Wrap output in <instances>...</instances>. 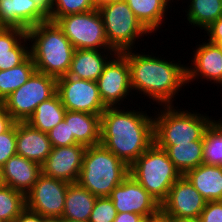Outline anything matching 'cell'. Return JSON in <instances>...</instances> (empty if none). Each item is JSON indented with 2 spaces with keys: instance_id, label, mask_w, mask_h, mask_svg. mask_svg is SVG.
Masks as SVG:
<instances>
[{
  "instance_id": "obj_8",
  "label": "cell",
  "mask_w": 222,
  "mask_h": 222,
  "mask_svg": "<svg viewBox=\"0 0 222 222\" xmlns=\"http://www.w3.org/2000/svg\"><path fill=\"white\" fill-rule=\"evenodd\" d=\"M57 93V78L35 71L26 83L12 92L1 105L16 122H26L37 106Z\"/></svg>"
},
{
  "instance_id": "obj_4",
  "label": "cell",
  "mask_w": 222,
  "mask_h": 222,
  "mask_svg": "<svg viewBox=\"0 0 222 222\" xmlns=\"http://www.w3.org/2000/svg\"><path fill=\"white\" fill-rule=\"evenodd\" d=\"M152 110L154 143L157 146H177L192 141H203L205 130L215 120L194 110L178 109L173 105ZM160 111V112H159ZM214 118V119H211Z\"/></svg>"
},
{
  "instance_id": "obj_42",
  "label": "cell",
  "mask_w": 222,
  "mask_h": 222,
  "mask_svg": "<svg viewBox=\"0 0 222 222\" xmlns=\"http://www.w3.org/2000/svg\"><path fill=\"white\" fill-rule=\"evenodd\" d=\"M162 220V215H148L143 216L137 222H160Z\"/></svg>"
},
{
  "instance_id": "obj_38",
  "label": "cell",
  "mask_w": 222,
  "mask_h": 222,
  "mask_svg": "<svg viewBox=\"0 0 222 222\" xmlns=\"http://www.w3.org/2000/svg\"><path fill=\"white\" fill-rule=\"evenodd\" d=\"M208 36L210 43L217 44L222 47V16L214 21L207 29L203 31Z\"/></svg>"
},
{
  "instance_id": "obj_14",
  "label": "cell",
  "mask_w": 222,
  "mask_h": 222,
  "mask_svg": "<svg viewBox=\"0 0 222 222\" xmlns=\"http://www.w3.org/2000/svg\"><path fill=\"white\" fill-rule=\"evenodd\" d=\"M117 213L129 212L138 215H162L157 202L133 177L128 175L111 192Z\"/></svg>"
},
{
  "instance_id": "obj_46",
  "label": "cell",
  "mask_w": 222,
  "mask_h": 222,
  "mask_svg": "<svg viewBox=\"0 0 222 222\" xmlns=\"http://www.w3.org/2000/svg\"><path fill=\"white\" fill-rule=\"evenodd\" d=\"M44 222H62V218L44 217Z\"/></svg>"
},
{
  "instance_id": "obj_29",
  "label": "cell",
  "mask_w": 222,
  "mask_h": 222,
  "mask_svg": "<svg viewBox=\"0 0 222 222\" xmlns=\"http://www.w3.org/2000/svg\"><path fill=\"white\" fill-rule=\"evenodd\" d=\"M203 163L222 168V122L214 120L203 135Z\"/></svg>"
},
{
  "instance_id": "obj_39",
  "label": "cell",
  "mask_w": 222,
  "mask_h": 222,
  "mask_svg": "<svg viewBox=\"0 0 222 222\" xmlns=\"http://www.w3.org/2000/svg\"><path fill=\"white\" fill-rule=\"evenodd\" d=\"M15 120L7 112V110L0 104V134L8 131L14 124Z\"/></svg>"
},
{
  "instance_id": "obj_31",
  "label": "cell",
  "mask_w": 222,
  "mask_h": 222,
  "mask_svg": "<svg viewBox=\"0 0 222 222\" xmlns=\"http://www.w3.org/2000/svg\"><path fill=\"white\" fill-rule=\"evenodd\" d=\"M96 8L92 0H52L48 17L49 21L55 22L59 17L85 13Z\"/></svg>"
},
{
  "instance_id": "obj_27",
  "label": "cell",
  "mask_w": 222,
  "mask_h": 222,
  "mask_svg": "<svg viewBox=\"0 0 222 222\" xmlns=\"http://www.w3.org/2000/svg\"><path fill=\"white\" fill-rule=\"evenodd\" d=\"M179 1V0H177ZM183 1V0H181ZM185 10L187 23L200 29H207L222 16V0H189Z\"/></svg>"
},
{
  "instance_id": "obj_1",
  "label": "cell",
  "mask_w": 222,
  "mask_h": 222,
  "mask_svg": "<svg viewBox=\"0 0 222 222\" xmlns=\"http://www.w3.org/2000/svg\"><path fill=\"white\" fill-rule=\"evenodd\" d=\"M138 108L107 107L101 114L100 144L129 167L154 143L153 116Z\"/></svg>"
},
{
  "instance_id": "obj_22",
  "label": "cell",
  "mask_w": 222,
  "mask_h": 222,
  "mask_svg": "<svg viewBox=\"0 0 222 222\" xmlns=\"http://www.w3.org/2000/svg\"><path fill=\"white\" fill-rule=\"evenodd\" d=\"M64 120L78 144L86 147L100 144L101 115L67 110Z\"/></svg>"
},
{
  "instance_id": "obj_44",
  "label": "cell",
  "mask_w": 222,
  "mask_h": 222,
  "mask_svg": "<svg viewBox=\"0 0 222 222\" xmlns=\"http://www.w3.org/2000/svg\"><path fill=\"white\" fill-rule=\"evenodd\" d=\"M48 13L52 7V0H35Z\"/></svg>"
},
{
  "instance_id": "obj_47",
  "label": "cell",
  "mask_w": 222,
  "mask_h": 222,
  "mask_svg": "<svg viewBox=\"0 0 222 222\" xmlns=\"http://www.w3.org/2000/svg\"><path fill=\"white\" fill-rule=\"evenodd\" d=\"M5 184H4V181H3V175H2V167H0V187H3Z\"/></svg>"
},
{
  "instance_id": "obj_19",
  "label": "cell",
  "mask_w": 222,
  "mask_h": 222,
  "mask_svg": "<svg viewBox=\"0 0 222 222\" xmlns=\"http://www.w3.org/2000/svg\"><path fill=\"white\" fill-rule=\"evenodd\" d=\"M40 174L39 164L17 154L10 157L2 166L4 184L25 195L32 189Z\"/></svg>"
},
{
  "instance_id": "obj_17",
  "label": "cell",
  "mask_w": 222,
  "mask_h": 222,
  "mask_svg": "<svg viewBox=\"0 0 222 222\" xmlns=\"http://www.w3.org/2000/svg\"><path fill=\"white\" fill-rule=\"evenodd\" d=\"M49 21L48 13L35 0H0V27H31Z\"/></svg>"
},
{
  "instance_id": "obj_28",
  "label": "cell",
  "mask_w": 222,
  "mask_h": 222,
  "mask_svg": "<svg viewBox=\"0 0 222 222\" xmlns=\"http://www.w3.org/2000/svg\"><path fill=\"white\" fill-rule=\"evenodd\" d=\"M35 71L36 66L31 56L16 67L0 70V104L12 92L26 83Z\"/></svg>"
},
{
  "instance_id": "obj_6",
  "label": "cell",
  "mask_w": 222,
  "mask_h": 222,
  "mask_svg": "<svg viewBox=\"0 0 222 222\" xmlns=\"http://www.w3.org/2000/svg\"><path fill=\"white\" fill-rule=\"evenodd\" d=\"M129 175L160 204L182 176L165 150L155 143L129 167Z\"/></svg>"
},
{
  "instance_id": "obj_35",
  "label": "cell",
  "mask_w": 222,
  "mask_h": 222,
  "mask_svg": "<svg viewBox=\"0 0 222 222\" xmlns=\"http://www.w3.org/2000/svg\"><path fill=\"white\" fill-rule=\"evenodd\" d=\"M16 155V122L5 133L0 134V167Z\"/></svg>"
},
{
  "instance_id": "obj_30",
  "label": "cell",
  "mask_w": 222,
  "mask_h": 222,
  "mask_svg": "<svg viewBox=\"0 0 222 222\" xmlns=\"http://www.w3.org/2000/svg\"><path fill=\"white\" fill-rule=\"evenodd\" d=\"M26 208V195L9 186L0 187V220L13 222Z\"/></svg>"
},
{
  "instance_id": "obj_21",
  "label": "cell",
  "mask_w": 222,
  "mask_h": 222,
  "mask_svg": "<svg viewBox=\"0 0 222 222\" xmlns=\"http://www.w3.org/2000/svg\"><path fill=\"white\" fill-rule=\"evenodd\" d=\"M194 188L208 201H222V168L217 165L200 166L184 174Z\"/></svg>"
},
{
  "instance_id": "obj_11",
  "label": "cell",
  "mask_w": 222,
  "mask_h": 222,
  "mask_svg": "<svg viewBox=\"0 0 222 222\" xmlns=\"http://www.w3.org/2000/svg\"><path fill=\"white\" fill-rule=\"evenodd\" d=\"M96 82L106 107H120L124 105L125 99L130 101L128 97L133 93L127 58L122 53H116L105 65Z\"/></svg>"
},
{
  "instance_id": "obj_15",
  "label": "cell",
  "mask_w": 222,
  "mask_h": 222,
  "mask_svg": "<svg viewBox=\"0 0 222 222\" xmlns=\"http://www.w3.org/2000/svg\"><path fill=\"white\" fill-rule=\"evenodd\" d=\"M86 146L54 147L41 165V173L69 183L78 181Z\"/></svg>"
},
{
  "instance_id": "obj_13",
  "label": "cell",
  "mask_w": 222,
  "mask_h": 222,
  "mask_svg": "<svg viewBox=\"0 0 222 222\" xmlns=\"http://www.w3.org/2000/svg\"><path fill=\"white\" fill-rule=\"evenodd\" d=\"M206 200L182 175L169 190L160 204L162 217L198 219L205 208Z\"/></svg>"
},
{
  "instance_id": "obj_48",
  "label": "cell",
  "mask_w": 222,
  "mask_h": 222,
  "mask_svg": "<svg viewBox=\"0 0 222 222\" xmlns=\"http://www.w3.org/2000/svg\"><path fill=\"white\" fill-rule=\"evenodd\" d=\"M62 222H79V221H74V220H69V219L62 218Z\"/></svg>"
},
{
  "instance_id": "obj_20",
  "label": "cell",
  "mask_w": 222,
  "mask_h": 222,
  "mask_svg": "<svg viewBox=\"0 0 222 222\" xmlns=\"http://www.w3.org/2000/svg\"><path fill=\"white\" fill-rule=\"evenodd\" d=\"M115 54L114 50L75 49L67 75L97 81L105 65Z\"/></svg>"
},
{
  "instance_id": "obj_34",
  "label": "cell",
  "mask_w": 222,
  "mask_h": 222,
  "mask_svg": "<svg viewBox=\"0 0 222 222\" xmlns=\"http://www.w3.org/2000/svg\"><path fill=\"white\" fill-rule=\"evenodd\" d=\"M48 138L51 142L52 148L66 147L78 144L74 136H70L69 123L62 120L57 126L51 129L48 133Z\"/></svg>"
},
{
  "instance_id": "obj_40",
  "label": "cell",
  "mask_w": 222,
  "mask_h": 222,
  "mask_svg": "<svg viewBox=\"0 0 222 222\" xmlns=\"http://www.w3.org/2000/svg\"><path fill=\"white\" fill-rule=\"evenodd\" d=\"M13 222H44V216L25 208Z\"/></svg>"
},
{
  "instance_id": "obj_24",
  "label": "cell",
  "mask_w": 222,
  "mask_h": 222,
  "mask_svg": "<svg viewBox=\"0 0 222 222\" xmlns=\"http://www.w3.org/2000/svg\"><path fill=\"white\" fill-rule=\"evenodd\" d=\"M97 197L78 182L70 183L65 198V207L61 218L88 222Z\"/></svg>"
},
{
  "instance_id": "obj_2",
  "label": "cell",
  "mask_w": 222,
  "mask_h": 222,
  "mask_svg": "<svg viewBox=\"0 0 222 222\" xmlns=\"http://www.w3.org/2000/svg\"><path fill=\"white\" fill-rule=\"evenodd\" d=\"M122 54L128 61L133 94L134 91L139 92L144 99L146 96L156 105H174L173 101L177 99L174 97L187 85L186 64H181L180 60L162 59L152 52L150 55L149 51L145 54L129 50Z\"/></svg>"
},
{
  "instance_id": "obj_32",
  "label": "cell",
  "mask_w": 222,
  "mask_h": 222,
  "mask_svg": "<svg viewBox=\"0 0 222 222\" xmlns=\"http://www.w3.org/2000/svg\"><path fill=\"white\" fill-rule=\"evenodd\" d=\"M27 34L10 50L0 54V70L11 69L23 63L30 56V44Z\"/></svg>"
},
{
  "instance_id": "obj_10",
  "label": "cell",
  "mask_w": 222,
  "mask_h": 222,
  "mask_svg": "<svg viewBox=\"0 0 222 222\" xmlns=\"http://www.w3.org/2000/svg\"><path fill=\"white\" fill-rule=\"evenodd\" d=\"M57 94L68 111L101 115L107 108L96 81L61 76L57 78Z\"/></svg>"
},
{
  "instance_id": "obj_12",
  "label": "cell",
  "mask_w": 222,
  "mask_h": 222,
  "mask_svg": "<svg viewBox=\"0 0 222 222\" xmlns=\"http://www.w3.org/2000/svg\"><path fill=\"white\" fill-rule=\"evenodd\" d=\"M69 184L41 173L26 194V208L44 217L61 218Z\"/></svg>"
},
{
  "instance_id": "obj_41",
  "label": "cell",
  "mask_w": 222,
  "mask_h": 222,
  "mask_svg": "<svg viewBox=\"0 0 222 222\" xmlns=\"http://www.w3.org/2000/svg\"><path fill=\"white\" fill-rule=\"evenodd\" d=\"M141 217V215L135 213L122 212L117 213V216L113 222H137Z\"/></svg>"
},
{
  "instance_id": "obj_33",
  "label": "cell",
  "mask_w": 222,
  "mask_h": 222,
  "mask_svg": "<svg viewBox=\"0 0 222 222\" xmlns=\"http://www.w3.org/2000/svg\"><path fill=\"white\" fill-rule=\"evenodd\" d=\"M116 216L113 201L109 197H97L88 222H113Z\"/></svg>"
},
{
  "instance_id": "obj_45",
  "label": "cell",
  "mask_w": 222,
  "mask_h": 222,
  "mask_svg": "<svg viewBox=\"0 0 222 222\" xmlns=\"http://www.w3.org/2000/svg\"><path fill=\"white\" fill-rule=\"evenodd\" d=\"M92 1L94 2L95 6L98 8L102 4L112 2V1H119V0H92Z\"/></svg>"
},
{
  "instance_id": "obj_37",
  "label": "cell",
  "mask_w": 222,
  "mask_h": 222,
  "mask_svg": "<svg viewBox=\"0 0 222 222\" xmlns=\"http://www.w3.org/2000/svg\"><path fill=\"white\" fill-rule=\"evenodd\" d=\"M199 222H222V201H208L201 212Z\"/></svg>"
},
{
  "instance_id": "obj_7",
  "label": "cell",
  "mask_w": 222,
  "mask_h": 222,
  "mask_svg": "<svg viewBox=\"0 0 222 222\" xmlns=\"http://www.w3.org/2000/svg\"><path fill=\"white\" fill-rule=\"evenodd\" d=\"M98 10L103 19L109 46L116 53L134 50V48L136 50L135 44L140 42L138 39L152 35L138 21L125 0L102 4Z\"/></svg>"
},
{
  "instance_id": "obj_43",
  "label": "cell",
  "mask_w": 222,
  "mask_h": 222,
  "mask_svg": "<svg viewBox=\"0 0 222 222\" xmlns=\"http://www.w3.org/2000/svg\"><path fill=\"white\" fill-rule=\"evenodd\" d=\"M164 222H199L198 219L162 217Z\"/></svg>"
},
{
  "instance_id": "obj_3",
  "label": "cell",
  "mask_w": 222,
  "mask_h": 222,
  "mask_svg": "<svg viewBox=\"0 0 222 222\" xmlns=\"http://www.w3.org/2000/svg\"><path fill=\"white\" fill-rule=\"evenodd\" d=\"M27 36L36 71L55 78L68 74L75 48L55 22L39 23Z\"/></svg>"
},
{
  "instance_id": "obj_18",
  "label": "cell",
  "mask_w": 222,
  "mask_h": 222,
  "mask_svg": "<svg viewBox=\"0 0 222 222\" xmlns=\"http://www.w3.org/2000/svg\"><path fill=\"white\" fill-rule=\"evenodd\" d=\"M52 145L46 132L31 127L27 122H16V154L40 166L51 153Z\"/></svg>"
},
{
  "instance_id": "obj_26",
  "label": "cell",
  "mask_w": 222,
  "mask_h": 222,
  "mask_svg": "<svg viewBox=\"0 0 222 222\" xmlns=\"http://www.w3.org/2000/svg\"><path fill=\"white\" fill-rule=\"evenodd\" d=\"M164 149L175 168L184 175L203 163V141H192L177 146H159Z\"/></svg>"
},
{
  "instance_id": "obj_25",
  "label": "cell",
  "mask_w": 222,
  "mask_h": 222,
  "mask_svg": "<svg viewBox=\"0 0 222 222\" xmlns=\"http://www.w3.org/2000/svg\"><path fill=\"white\" fill-rule=\"evenodd\" d=\"M66 111L59 95L56 93L49 100L40 103L26 122L31 127L48 133L64 120Z\"/></svg>"
},
{
  "instance_id": "obj_5",
  "label": "cell",
  "mask_w": 222,
  "mask_h": 222,
  "mask_svg": "<svg viewBox=\"0 0 222 222\" xmlns=\"http://www.w3.org/2000/svg\"><path fill=\"white\" fill-rule=\"evenodd\" d=\"M129 175V166L104 145L86 148L78 183L96 197H109Z\"/></svg>"
},
{
  "instance_id": "obj_9",
  "label": "cell",
  "mask_w": 222,
  "mask_h": 222,
  "mask_svg": "<svg viewBox=\"0 0 222 222\" xmlns=\"http://www.w3.org/2000/svg\"><path fill=\"white\" fill-rule=\"evenodd\" d=\"M55 23L75 49L112 50L98 8L59 17Z\"/></svg>"
},
{
  "instance_id": "obj_16",
  "label": "cell",
  "mask_w": 222,
  "mask_h": 222,
  "mask_svg": "<svg viewBox=\"0 0 222 222\" xmlns=\"http://www.w3.org/2000/svg\"><path fill=\"white\" fill-rule=\"evenodd\" d=\"M195 45L191 66L188 63L186 66L187 85L202 78L222 87V47L209 41Z\"/></svg>"
},
{
  "instance_id": "obj_23",
  "label": "cell",
  "mask_w": 222,
  "mask_h": 222,
  "mask_svg": "<svg viewBox=\"0 0 222 222\" xmlns=\"http://www.w3.org/2000/svg\"><path fill=\"white\" fill-rule=\"evenodd\" d=\"M138 21L151 34L157 33L172 8L171 0H125ZM171 4V6H170ZM166 12V13H165ZM165 17V18H164Z\"/></svg>"
},
{
  "instance_id": "obj_36",
  "label": "cell",
  "mask_w": 222,
  "mask_h": 222,
  "mask_svg": "<svg viewBox=\"0 0 222 222\" xmlns=\"http://www.w3.org/2000/svg\"><path fill=\"white\" fill-rule=\"evenodd\" d=\"M27 34L19 28L0 27V54L10 50Z\"/></svg>"
}]
</instances>
